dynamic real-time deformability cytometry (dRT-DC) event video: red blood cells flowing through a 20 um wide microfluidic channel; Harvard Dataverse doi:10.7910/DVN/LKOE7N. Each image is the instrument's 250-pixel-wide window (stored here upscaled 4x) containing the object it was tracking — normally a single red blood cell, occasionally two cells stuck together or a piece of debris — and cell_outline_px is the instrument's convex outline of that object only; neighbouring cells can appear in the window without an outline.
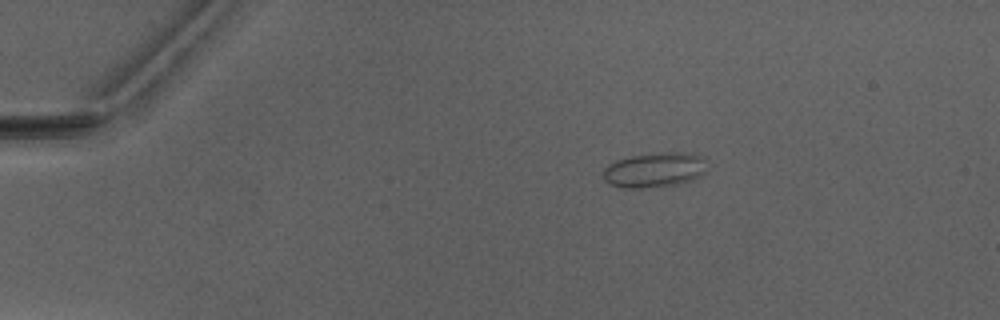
{"species": "Egyptian fruit bat (a non-hibernating species)", "species_latin": "Rousettus aegyptiacus", "temperature_condition": "warm", "stored_images_in_passage": 3, "camera_frame_rate_fps": 3000, "um_per_image_px": 0.085, "animal": {"sex": "male"}, "frame": {"image": 1, "passage_image": 1, "time_ms": 0.0, "image_size_px": [1000, 320], "cell_outline_px": [[704, 172], [700, 176], [692, 180], [680, 184], [664, 188], [620, 188], [604, 180], [604, 168], [608, 164], [616, 160], [632, 156], [676, 152], [704, 156]], "centroid_in_image_um": [55.62, 14.49], "position_along_channel_um": 29.4, "area_um2": 21.1}}